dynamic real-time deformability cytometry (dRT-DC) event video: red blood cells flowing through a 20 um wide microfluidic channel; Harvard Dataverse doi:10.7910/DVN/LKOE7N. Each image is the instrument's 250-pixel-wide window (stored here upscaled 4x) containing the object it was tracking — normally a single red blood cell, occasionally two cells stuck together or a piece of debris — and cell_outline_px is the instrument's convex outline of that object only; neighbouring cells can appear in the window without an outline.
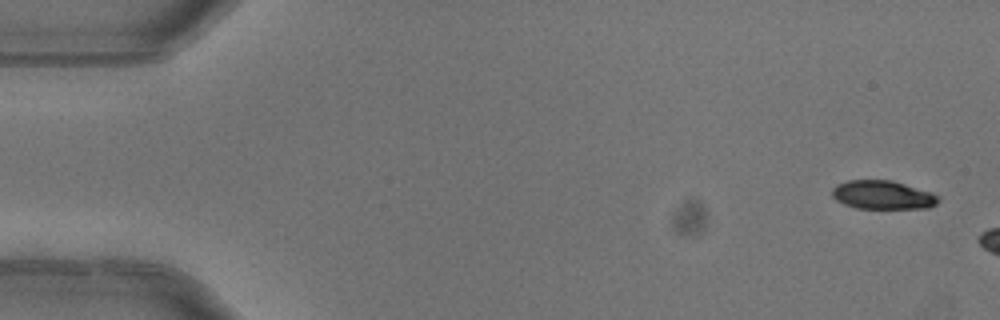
{"species": "common noctule bat (a hibernating species)", "species_latin": "Nyctalus noctula", "temperature_condition": "warm", "stored_images_in_passage": 3, "camera_frame_rate_fps": 3000, "um_per_image_px": 0.085, "animal": {"sex": "female"}, "frame": {"image": 1, "passage_image": 1, "time_ms": 0.0, "image_size_px": [1000, 320], "cell_outline_px": [[940, 200], [936, 204], [928, 208], [856, 208], [844, 204], [836, 200], [832, 196], [832, 188], [836, 184], [848, 180], [892, 180], [932, 192], [940, 196]], "centroid_in_image_um": [75.04, 16.56], "position_along_channel_um": 10.0, "area_um2": 17.86}}